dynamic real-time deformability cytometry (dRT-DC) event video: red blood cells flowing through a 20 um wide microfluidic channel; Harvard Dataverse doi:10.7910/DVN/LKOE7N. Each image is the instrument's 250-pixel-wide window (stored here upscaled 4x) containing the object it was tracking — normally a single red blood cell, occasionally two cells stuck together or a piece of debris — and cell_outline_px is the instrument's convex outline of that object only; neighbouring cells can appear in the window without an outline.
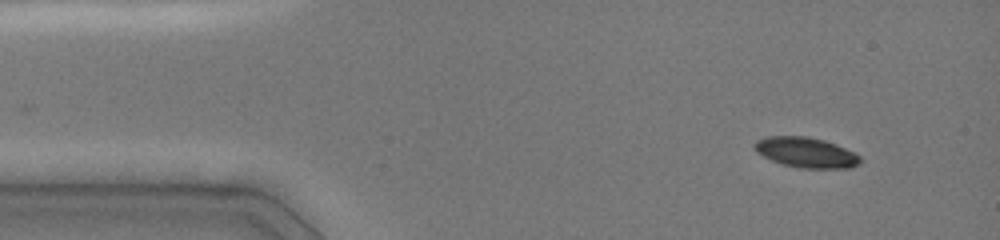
{"species": "common noctule bat (a hibernating species)", "species_latin": "Nyctalus noctula", "temperature_condition": "cold", "stored_images_in_passage": 4, "camera_frame_rate_fps": 3000, "um_per_image_px": 0.085, "animal": {"sex": "female", "body_mass_g": 19.0, "forearm_length_mm": 51.5}, "frame": {"image": 1, "passage_image": 1, "time_ms": 0.0, "image_size_px": [1000, 240], "cell_outline_px": [[860, 164], [852, 168], [800, 168], [784, 164], [772, 160], [756, 152], [752, 148], [752, 144], [756, 140], [768, 136], [808, 136], [824, 140], [836, 144], [860, 156]], "centroid_in_image_um": [68.49, 12.95], "position_along_channel_um": 16.5, "area_um2": 18.67}}
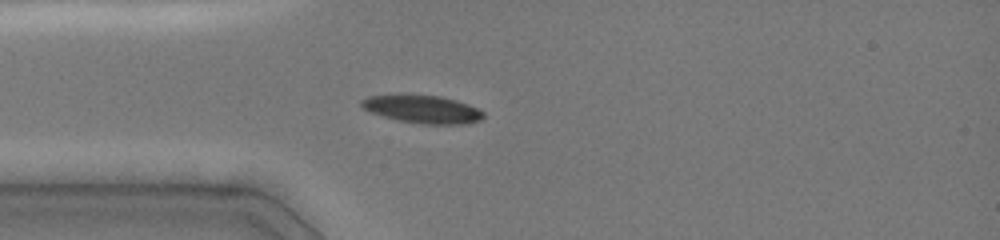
{"frame": {"image": 2, "passage_image": 4, "time_ms": 2.667, "image_size_px": [1000, 240], "cell_outline_px": [[484, 116], [480, 120], [468, 124], [424, 124], [396, 120], [372, 112], [364, 108], [360, 104], [360, 100], [368, 96], [400, 92], [440, 96], [456, 100], [468, 104], [484, 112]], "centroid_in_image_um": [35.87, 9.24], "position_along_channel_um": 49.1, "area_um2": 20.4}}